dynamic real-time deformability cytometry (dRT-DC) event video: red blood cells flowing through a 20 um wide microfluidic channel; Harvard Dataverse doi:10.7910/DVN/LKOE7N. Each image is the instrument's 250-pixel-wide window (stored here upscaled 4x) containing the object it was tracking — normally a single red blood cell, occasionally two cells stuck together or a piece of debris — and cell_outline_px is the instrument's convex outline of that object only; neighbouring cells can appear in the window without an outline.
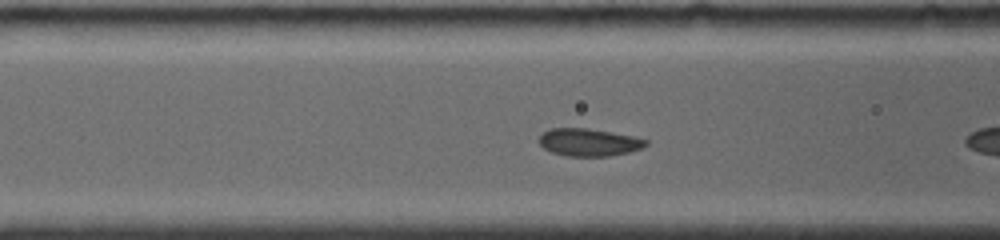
{"species": "common noctule bat (a hibernating species)", "species_latin": "Nyctalus noctula", "temperature_condition": "room temperature", "stored_images_in_passage": 15, "camera_frame_rate_fps": 4000, "um_per_image_px": 0.085, "animal": {"sex": "female", "body_mass_g": 19.0, "forearm_length_mm": 56.7}, "frame": {"image": 1, "passage_image": 13, "time_ms": 2.0, "image_size_px": [1000, 240], "cell_outline_px": [[648, 144], [644, 148], [628, 152], [608, 156], [568, 156], [552, 152], [544, 148], [536, 140], [548, 128], [588, 128], [612, 132], [632, 136], [648, 140]], "centroid_in_image_um": [50.05, 12.09], "position_along_channel_um": 116.6, "area_um2": 17.22}}